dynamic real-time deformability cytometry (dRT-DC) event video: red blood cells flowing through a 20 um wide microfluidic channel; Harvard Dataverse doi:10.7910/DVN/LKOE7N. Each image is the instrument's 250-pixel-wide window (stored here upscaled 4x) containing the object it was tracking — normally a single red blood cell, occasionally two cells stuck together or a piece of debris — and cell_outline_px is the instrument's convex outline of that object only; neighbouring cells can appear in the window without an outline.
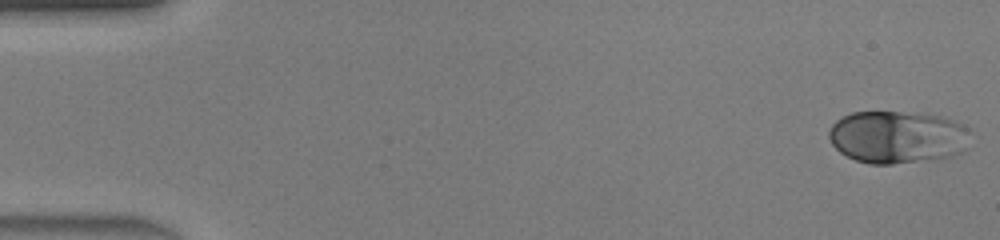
{"species": "human", "species_latin": "Homo sapiens", "temperature_condition": "warm", "stored_images_in_passage": 46, "camera_frame_rate_fps": 3000, "um_per_image_px": 0.085, "donor": {"sex": "male"}, "frame": {"image": 1, "passage_image": 1, "time_ms": 0.0, "image_size_px": [1000, 240], "cell_outline_px": [[968, 128], [964, 148], [960, 152], [952, 156], [940, 160], [892, 164], [868, 164], [856, 160], [840, 152], [832, 144], [828, 136], [828, 132], [832, 124], [836, 120], [852, 112], [900, 112], [940, 116], [952, 120]], "centroid_in_image_um": [76.24, 11.67], "position_along_channel_um": 8.8, "area_um2": 43.23}}
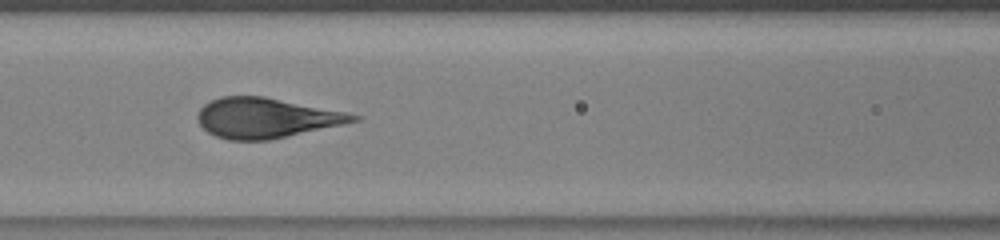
{"frame": {"image": 2, "passage_image": 20, "time_ms": 6.333, "image_size_px": [1000, 240], "cell_outline_px": [[364, 116], [360, 120], [344, 124], [268, 140], [228, 140], [216, 136], [208, 132], [200, 124], [196, 116], [200, 108], [204, 104], [220, 96], [264, 96], [348, 112]], "centroid_in_image_um": [22.64, 10.01], "position_along_channel_um": 144.0, "area_um2": 36.36}}
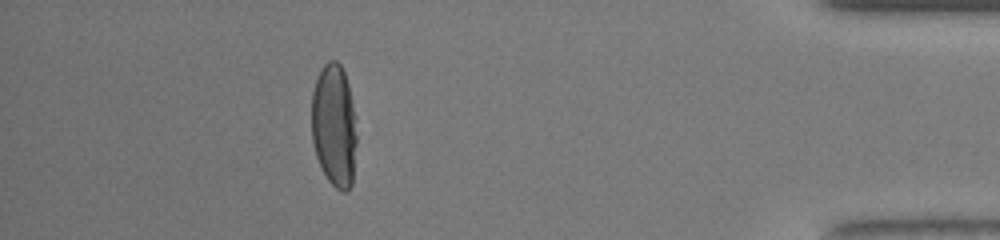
{"frame": {"image": 3, "passage_image": 41, "time_ms": 13.333, "image_size_px": [1000, 240], "cell_outline_px": [[356, 144], [352, 184], [348, 192], [340, 192], [328, 180], [316, 156], [312, 140], [312, 92], [316, 76], [324, 64], [328, 60], [336, 60], [340, 64], [344, 72], [348, 84], [356, 116]], "centroid_in_image_um": [28.41, 10.66], "position_along_channel_um": 406.8, "area_um2": 32.71}}